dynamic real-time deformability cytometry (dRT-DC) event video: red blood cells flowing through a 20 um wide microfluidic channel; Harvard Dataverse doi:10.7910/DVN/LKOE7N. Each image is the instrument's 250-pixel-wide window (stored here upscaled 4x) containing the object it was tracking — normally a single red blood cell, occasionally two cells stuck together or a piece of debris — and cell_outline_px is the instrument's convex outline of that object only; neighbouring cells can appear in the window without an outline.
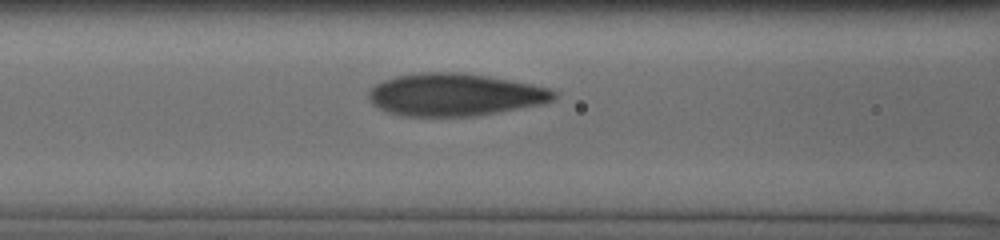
{"species": "human", "species_latin": "Homo sapiens", "temperature_condition": "cold", "stored_images_in_passage": 31, "camera_frame_rate_fps": 3000, "um_per_image_px": 0.085, "donor": {"sex": "male"}, "frame": {"image": 1, "passage_image": 9, "time_ms": 3.333, "image_size_px": [1000, 240], "cell_outline_px": [[556, 96], [552, 100], [544, 104], [472, 116], [404, 116], [388, 112], [372, 104], [368, 100], [368, 88], [384, 80], [396, 76], [420, 72], [460, 72], [488, 76], [532, 84], [548, 88], [556, 92]], "centroid_in_image_um": [38.62, 8.04], "position_along_channel_um": 128.0, "area_um2": 45.89}}
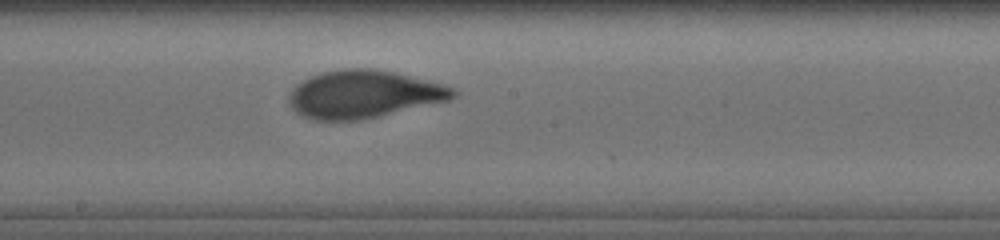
{"frame": {"image": 2, "passage_image": 14, "time_ms": 5.667, "image_size_px": [1000, 240], "cell_outline_px": [[456, 96], [448, 100], [360, 120], [312, 120], [296, 112], [288, 104], [288, 96], [292, 88], [296, 84], [312, 76], [324, 72], [344, 68], [368, 68], [392, 72], [444, 84], [452, 88], [456, 92]], "centroid_in_image_um": [30.86, 8.01], "position_along_channel_um": 217.3, "area_um2": 45.14}}
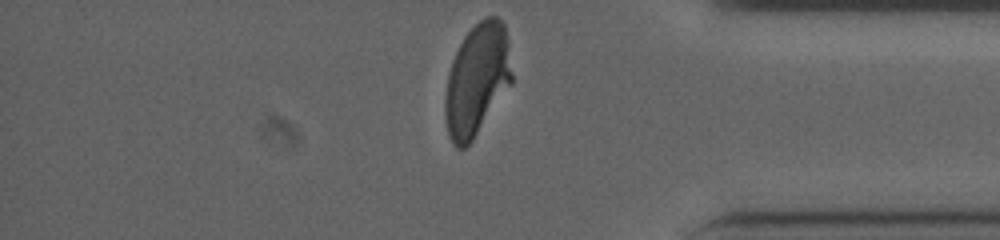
{"frame": {"image": 3, "passage_image": 31, "time_ms": 10.667, "image_size_px": [1000, 240], "cell_outline_px": [[512, 84], [472, 140], [464, 148], [456, 148], [452, 144], [448, 136], [444, 116], [444, 96], [448, 76], [452, 60], [464, 36], [484, 16], [496, 16], [504, 24], [508, 40], [512, 76]], "centroid_in_image_um": [40.53, 6.79], "position_along_channel_um": 394.7, "area_um2": 43.64}, "authors_computed_cell_mechanics": {"area_um2": 44.9684, "velocity_mm_per_s": 3.8345, "shape_relaxation_time_tau1_ms": 4.0222, "shape_relaxation_time_tau2_ms": null, "deformation_change_tau1": 0.1876, "deformation_change_tau2": null}}